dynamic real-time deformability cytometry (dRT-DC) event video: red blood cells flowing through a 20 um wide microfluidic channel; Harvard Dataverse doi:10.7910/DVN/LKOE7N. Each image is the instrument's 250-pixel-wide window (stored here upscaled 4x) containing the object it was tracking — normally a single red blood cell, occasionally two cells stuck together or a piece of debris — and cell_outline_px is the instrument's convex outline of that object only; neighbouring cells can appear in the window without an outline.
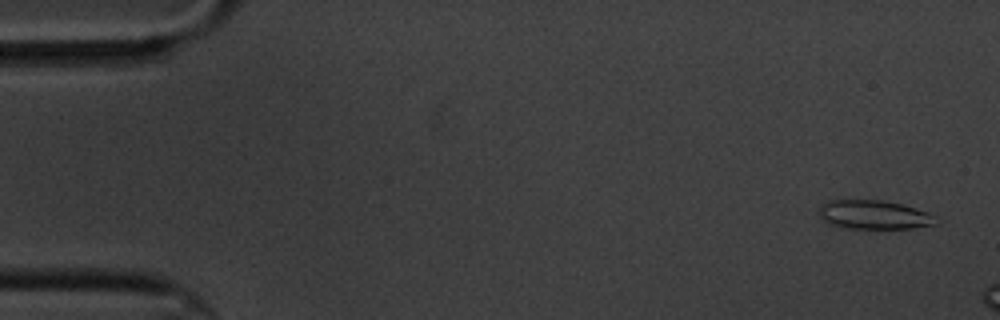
{"species": "common noctule bat (a hibernating species)", "species_latin": "Nyctalus noctula", "temperature_condition": "cold", "stored_images_in_passage": 3, "camera_frame_rate_fps": 3000, "um_per_image_px": 0.085, "animal": {"sex": "male", "body_mass_g": 20.1, "forearm_length_mm": 53.5}, "frame": {"image": 1, "passage_image": 1, "time_ms": 0.0, "image_size_px": [1000, 320], "cell_outline_px": [[936, 224], [912, 228], [844, 228], [828, 224], [820, 216], [820, 204], [828, 200], [884, 200], [900, 204], [928, 212], [936, 216]], "centroid_in_image_um": [74.26, 18.25], "position_along_channel_um": 10.7, "area_um2": 19.65}}